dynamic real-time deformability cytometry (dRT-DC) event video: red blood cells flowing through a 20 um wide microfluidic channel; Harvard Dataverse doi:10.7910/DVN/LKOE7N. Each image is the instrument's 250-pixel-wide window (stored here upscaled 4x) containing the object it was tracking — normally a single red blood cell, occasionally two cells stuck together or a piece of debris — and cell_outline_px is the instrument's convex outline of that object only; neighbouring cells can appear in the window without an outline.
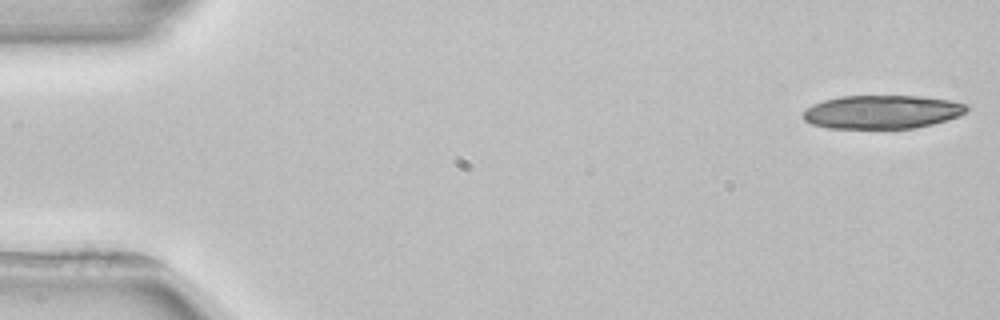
{"species": "common noctule bat (a hibernating species)", "species_latin": "Nyctalus noctula", "temperature_condition": "room temperature", "stored_images_in_passage": 5, "camera_frame_rate_fps": 3000, "um_per_image_px": 0.085, "animal": {"sex": "female", "body_mass_g": 22.7, "forearm_length_mm": 54.2}, "frame": {"image": 1, "passage_image": 1, "time_ms": 0.0, "image_size_px": [1000, 320], "cell_outline_px": [[972, 104], [960, 116], [948, 120], [916, 128], [828, 128], [812, 124], [804, 120], [800, 116], [812, 104], [824, 100], [840, 96], [920, 96], [952, 100]], "centroid_in_image_um": [75.02, 9.51], "position_along_channel_um": 10.0, "area_um2": 32.25}}
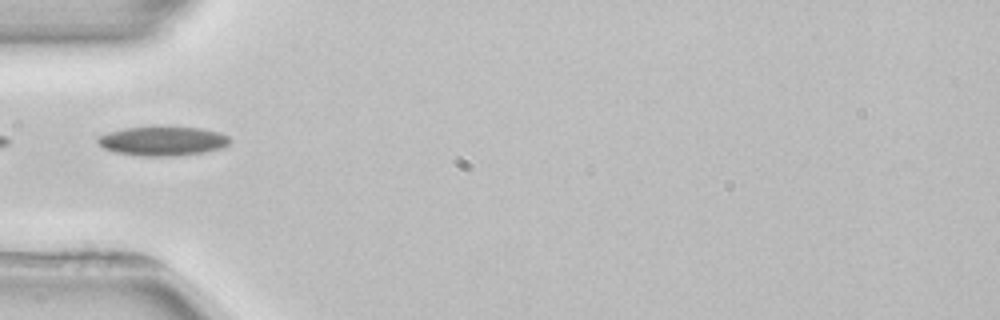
{"frame": {"image": 2, "passage_image": 5, "time_ms": 5.333, "image_size_px": [1000, 320], "cell_outline_px": [[232, 140], [224, 148], [204, 152], [176, 156], [140, 156], [116, 152], [104, 148], [96, 140], [96, 136], [108, 132], [124, 128], [200, 128], [220, 132], [228, 136]], "centroid_in_image_um": [13.85, 12.01], "position_along_channel_um": 71.2, "area_um2": 22.31}}